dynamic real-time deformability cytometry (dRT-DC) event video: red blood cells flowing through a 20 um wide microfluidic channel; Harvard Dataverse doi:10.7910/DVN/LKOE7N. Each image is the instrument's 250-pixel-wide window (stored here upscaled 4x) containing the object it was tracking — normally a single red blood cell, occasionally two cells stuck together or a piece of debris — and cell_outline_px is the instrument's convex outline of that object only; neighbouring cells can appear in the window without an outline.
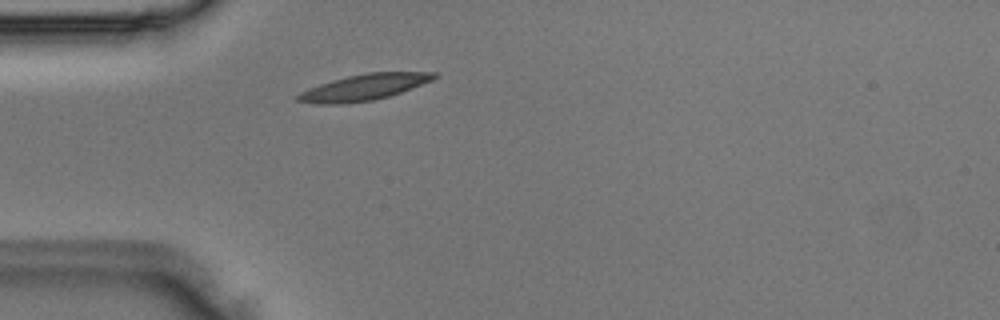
{"species": "Egyptian fruit bat (a non-hibernating species)", "species_latin": "Rousettus aegyptiacus", "temperature_condition": "room temperature", "stored_images_in_passage": 37, "camera_frame_rate_fps": 3000, "um_per_image_px": 0.085, "animal": {"sex": "male"}, "frame": {"image": 1, "passage_image": 2, "time_ms": 0.333, "image_size_px": [1000, 320], "cell_outline_px": [[440, 76], [432, 80], [400, 92], [388, 96], [372, 100], [344, 104], [316, 104], [296, 100], [296, 96], [300, 92], [308, 88], [332, 80], [348, 76], [368, 72], [436, 72]], "centroid_in_image_um": [30.92, 7.41], "position_along_channel_um": 54.1, "area_um2": 20.58}}
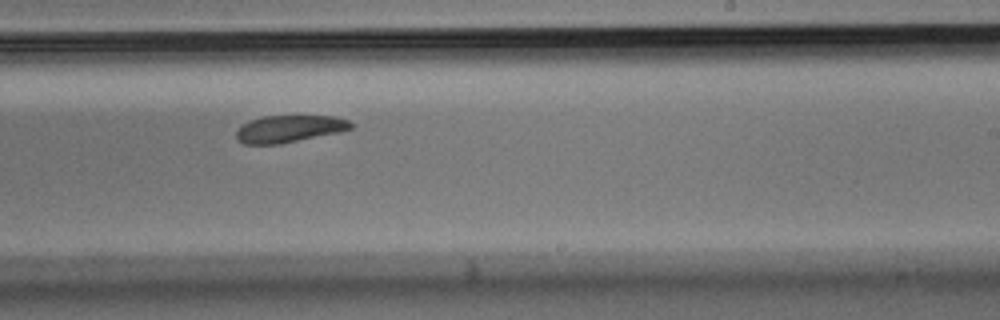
{"frame": {"image": 2, "passage_image": 18, "time_ms": 5.667, "image_size_px": [1000, 320], "cell_outline_px": [[352, 128], [340, 132], [280, 144], [244, 144], [236, 140], [236, 132], [248, 120], [264, 116], [296, 112], [336, 116], [348, 120], [352, 124]], "centroid_in_image_um": [24.62, 10.88], "position_along_channel_um": 264.4, "area_um2": 19.13}}
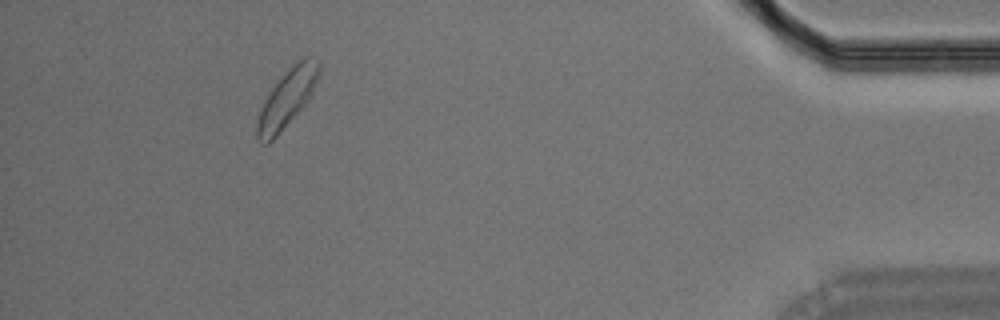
{"frame": {"image": 3, "passage_image": 33, "time_ms": 10.667, "image_size_px": [1000, 320], "cell_outline_px": [[320, 72], [312, 92], [308, 100], [276, 136], [268, 144], [264, 144], [256, 136], [256, 120], [264, 100], [272, 88], [292, 64], [296, 60], [304, 56], [308, 56], [320, 60]], "centroid_in_image_um": [24.4, 8.31], "position_along_channel_um": 410.8, "area_um2": 20.58}}